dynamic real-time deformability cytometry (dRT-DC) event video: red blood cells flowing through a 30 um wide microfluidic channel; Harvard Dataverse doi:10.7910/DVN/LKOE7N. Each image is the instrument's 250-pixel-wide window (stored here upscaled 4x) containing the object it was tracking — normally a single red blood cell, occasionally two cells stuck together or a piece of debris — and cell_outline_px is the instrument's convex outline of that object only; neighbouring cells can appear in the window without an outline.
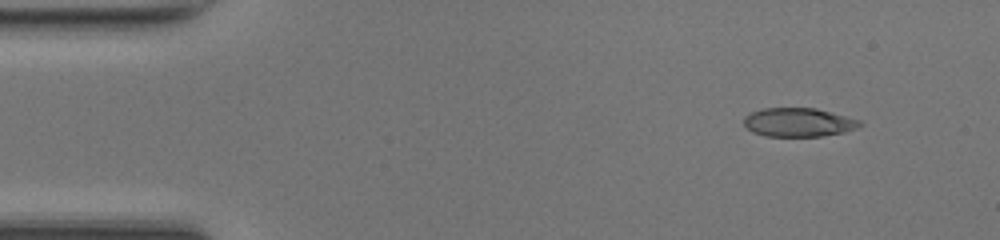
{"species": "common noctule bat (a hibernating species)", "species_latin": "Nyctalus noctula", "temperature_condition": "room temperature", "stored_images_in_passage": 45, "camera_frame_rate_fps": 3000, "um_per_image_px": 0.085, "animal": {"sex": "female", "body_mass_g": 17.0, "forearm_length_mm": 48.0}, "frame": {"image": 1, "passage_image": 1, "time_ms": 0.0, "image_size_px": [1000, 240], "cell_outline_px": [[864, 124], [856, 128], [844, 132], [824, 136], [764, 136], [752, 132], [744, 124], [744, 116], [748, 112], [764, 108], [816, 108], [860, 120]], "centroid_in_image_um": [67.85, 10.39], "position_along_channel_um": 17.1, "area_um2": 19.54}}
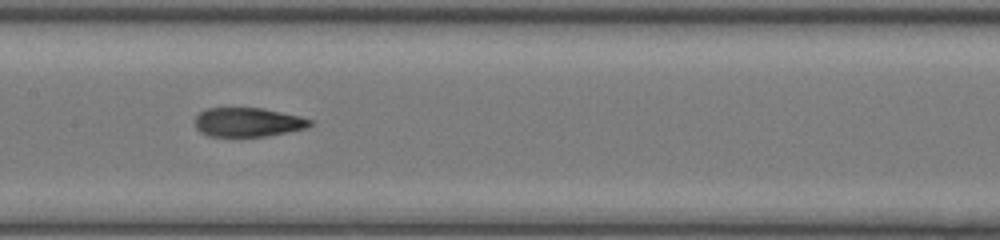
{"frame": {"image": 2, "passage_image": 20, "time_ms": 6.333, "image_size_px": [1000, 240], "cell_outline_px": [[316, 124], [308, 128], [288, 132], [264, 136], [208, 136], [200, 132], [196, 128], [196, 116], [200, 112], [208, 108], [260, 108], [300, 116], [312, 120]], "centroid_in_image_um": [21.11, 10.39], "position_along_channel_um": 186.3, "area_um2": 19.48}}
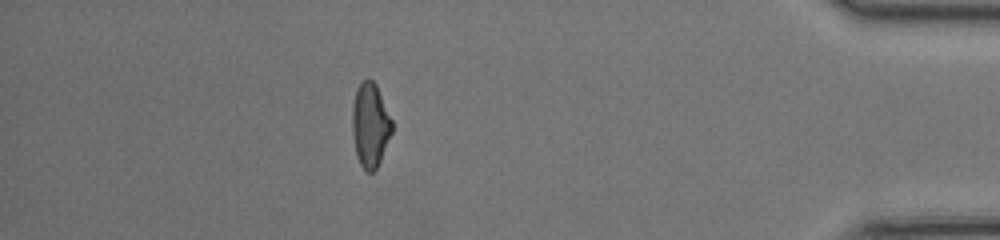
{"frame": {"image": 3, "passage_image": 39, "time_ms": 12.667, "image_size_px": [1000, 240], "cell_outline_px": [[392, 132], [380, 160], [376, 168], [372, 172], [368, 172], [360, 164], [356, 156], [352, 136], [352, 108], [356, 88], [360, 80], [368, 76], [376, 84], [392, 120]], "centroid_in_image_um": [31.44, 10.58], "position_along_channel_um": 403.8, "area_um2": 19.65}, "authors_computed_cell_mechanics": {"area_um2": 19.8254, "velocity_mm_per_s": 4.2343, "shape_relaxation_time_tau1_ms": null, "shape_relaxation_time_tau2_ms": 1.8655, "deformation_change_tau1": null, "deformation_change_tau2": 0.0953}}